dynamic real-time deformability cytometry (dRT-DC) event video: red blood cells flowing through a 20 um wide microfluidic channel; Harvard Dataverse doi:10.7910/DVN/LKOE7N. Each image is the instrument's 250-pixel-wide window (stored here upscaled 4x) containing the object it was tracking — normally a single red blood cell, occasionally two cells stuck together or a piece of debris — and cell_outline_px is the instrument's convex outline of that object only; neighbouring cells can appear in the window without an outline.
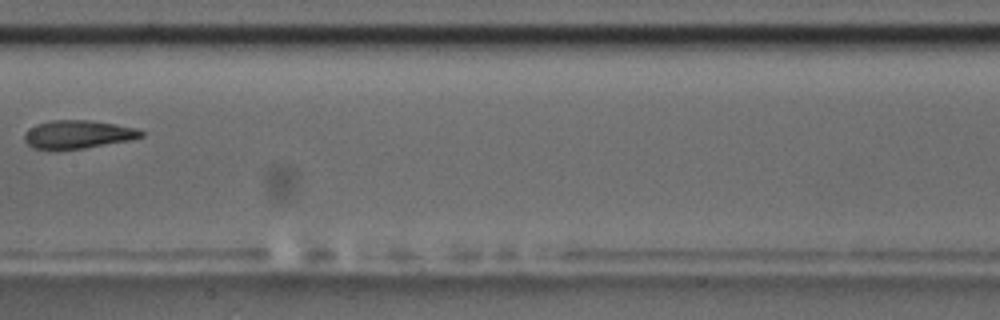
{"species": "common noctule bat (a hibernating species)", "species_latin": "Nyctalus noctula", "temperature_condition": "room temperature", "stored_images_in_passage": 7, "camera_frame_rate_fps": 3000, "um_per_image_px": 0.085, "animal": {"sex": "male", "body_mass_g": 17.5, "forearm_length_mm": 52.3}, "frame": {"image": 1, "passage_image": 5, "time_ms": 4.667, "image_size_px": [1000, 320], "cell_outline_px": [[144, 136], [132, 140], [84, 148], [56, 152], [32, 148], [24, 140], [24, 132], [28, 128], [36, 124], [52, 120], [92, 120], [116, 124], [136, 128], [144, 132]], "centroid_in_image_um": [6.58, 11.45], "position_along_channel_um": 200.8, "area_um2": 19.88}}
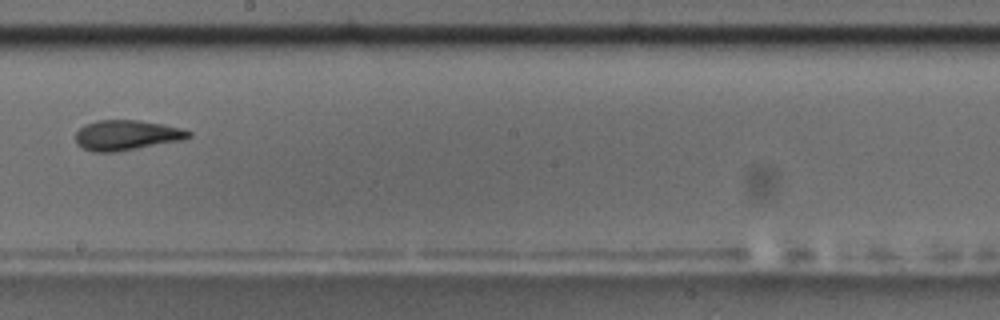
{"frame": {"image": 2, "passage_image": 6, "time_ms": 5.667, "image_size_px": [1000, 320], "cell_outline_px": [[192, 136], [184, 140], [116, 152], [92, 152], [76, 144], [76, 132], [84, 124], [96, 120], [140, 120], [164, 124], [184, 128], [192, 132]], "centroid_in_image_um": [10.79, 11.48], "position_along_channel_um": 237.4, "area_um2": 20.17}}